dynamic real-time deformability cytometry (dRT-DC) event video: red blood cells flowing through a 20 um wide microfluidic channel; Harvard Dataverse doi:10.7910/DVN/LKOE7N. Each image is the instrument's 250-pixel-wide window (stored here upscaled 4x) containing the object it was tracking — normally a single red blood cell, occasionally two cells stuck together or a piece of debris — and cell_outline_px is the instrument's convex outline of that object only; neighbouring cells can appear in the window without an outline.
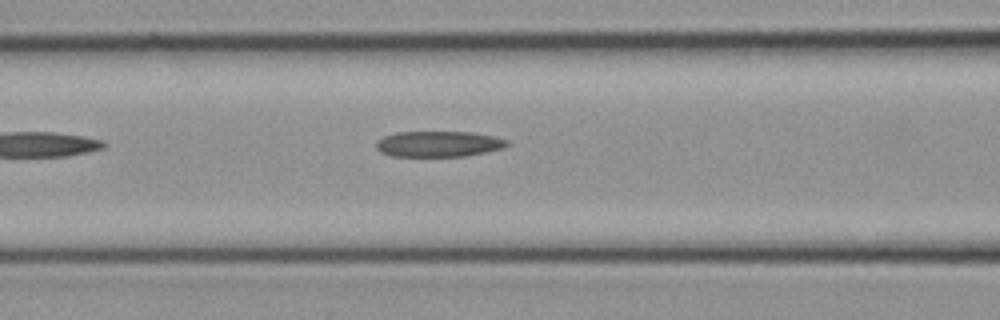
{"species": "common noctule bat (a hibernating species)", "species_latin": "Nyctalus noctula", "temperature_condition": "cold", "stored_images_in_passage": 11, "camera_frame_rate_fps": 3000, "um_per_image_px": 0.085, "animal": {"sex": "female", "body_mass_g": 21.9}, "frame": {"image": 1, "passage_image": 11, "time_ms": 3.333, "image_size_px": [1000, 320], "cell_outline_px": [[512, 144], [504, 148], [464, 156], [392, 156], [380, 152], [376, 148], [376, 140], [384, 136], [400, 132], [472, 132], [492, 136], [508, 140]], "centroid_in_image_um": [37.29, 12.23], "position_along_channel_um": 129.3, "area_um2": 19.65}}